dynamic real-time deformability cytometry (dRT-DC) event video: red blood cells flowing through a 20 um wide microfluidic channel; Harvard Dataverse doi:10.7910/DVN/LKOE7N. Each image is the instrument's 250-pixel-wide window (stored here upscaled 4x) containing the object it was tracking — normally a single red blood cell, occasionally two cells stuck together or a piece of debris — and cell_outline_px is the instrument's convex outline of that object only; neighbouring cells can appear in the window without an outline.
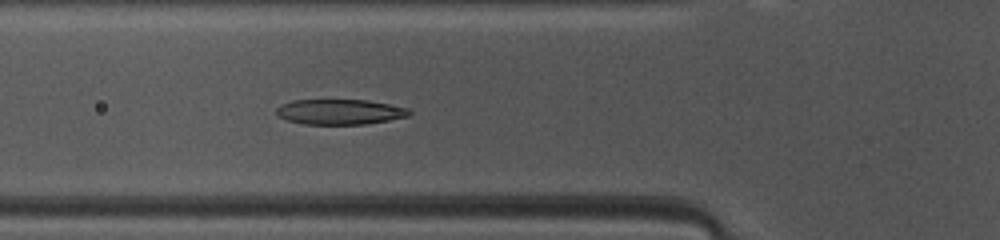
{"species": "common noctule bat (a hibernating species)", "species_latin": "Nyctalus noctula", "temperature_condition": "warm", "stored_images_in_passage": 39, "camera_frame_rate_fps": 3000, "um_per_image_px": 0.085, "animal": {"sex": "female", "body_mass_g": 10.0, "forearm_length_mm": 53.1}, "frame": {"image": 1, "passage_image": 8, "time_ms": 2.333, "image_size_px": [1000, 240], "cell_outline_px": [[412, 112], [408, 116], [388, 120], [364, 124], [304, 124], [288, 120], [280, 116], [276, 112], [276, 108], [280, 104], [292, 100], [368, 100], [408, 108]], "centroid_in_image_um": [28.88, 9.5], "position_along_channel_um": 96.9, "area_um2": 19.42}}
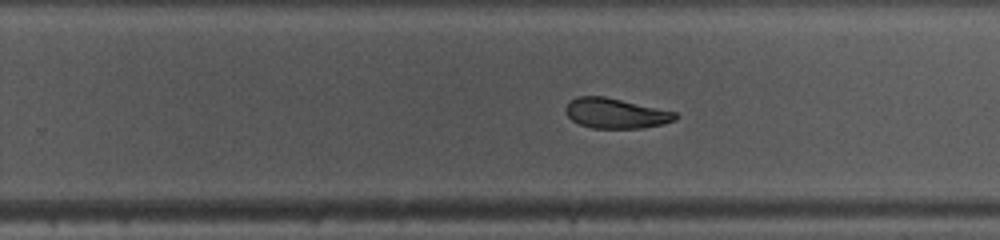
{"frame": {"image": 2, "passage_image": 21, "time_ms": 6.667, "image_size_px": [1000, 240], "cell_outline_px": [[680, 116], [676, 120], [664, 124], [644, 128], [592, 128], [580, 124], [572, 120], [564, 112], [564, 108], [576, 96], [604, 96], [676, 112]], "centroid_in_image_um": [52.35, 9.64], "position_along_channel_um": 277.4, "area_um2": 19.31}}
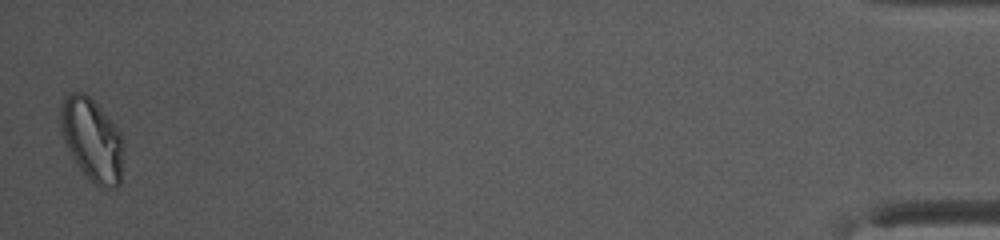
{"frame": {"image": 3, "passage_image": 39, "time_ms": 12.667, "image_size_px": [1000, 240], "cell_outline_px": [[124, 152], [120, 184], [116, 188], [100, 188], [76, 164], [64, 140], [60, 124], [60, 108], [64, 96], [68, 92], [84, 92], [116, 124], [124, 140]], "centroid_in_image_um": [7.85, 11.86], "position_along_channel_um": 427.3, "area_um2": 30.58}, "authors_computed_cell_mechanics": {"area_um2": 20.808, "velocity_mm_per_s": 4.1588, "shape_relaxation_time_tau1_ms": 3.1074, "shape_relaxation_time_tau2_ms": 7.8242, "deformation_change_tau1": 0.1308, "deformation_change_tau2": 0.0949}}